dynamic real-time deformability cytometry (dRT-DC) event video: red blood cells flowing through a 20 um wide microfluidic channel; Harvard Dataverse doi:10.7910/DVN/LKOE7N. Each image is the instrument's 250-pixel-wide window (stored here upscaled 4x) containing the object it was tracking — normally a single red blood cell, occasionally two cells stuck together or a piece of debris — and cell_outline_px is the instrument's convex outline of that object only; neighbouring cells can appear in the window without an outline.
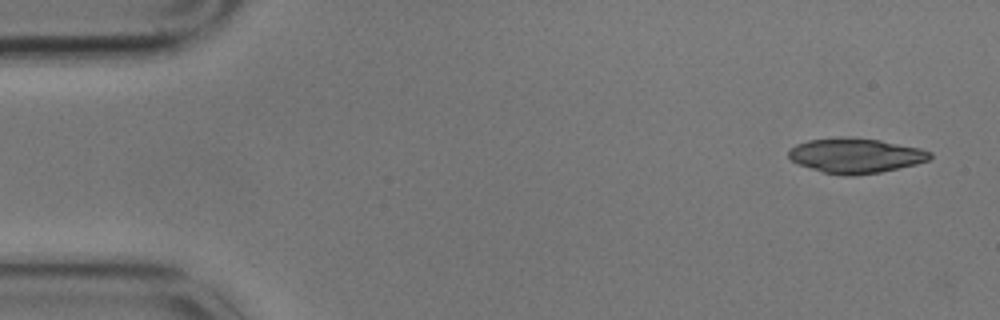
{"species": "common noctule bat (a hibernating species)", "species_latin": "Nyctalus noctula", "temperature_condition": "cold", "stored_images_in_passage": 6, "camera_frame_rate_fps": 3000, "um_per_image_px": 0.085, "animal": {"sex": "male", "body_mass_g": 17.9}, "frame": {"image": 1, "passage_image": 1, "time_ms": 0.0, "image_size_px": [1000, 320], "cell_outline_px": [[932, 156], [928, 160], [916, 164], [900, 168], [880, 172], [852, 176], [844, 176], [824, 172], [796, 164], [788, 156], [788, 152], [796, 144], [808, 140], [880, 140], [920, 148], [932, 152]], "centroid_in_image_um": [72.76, 13.28], "position_along_channel_um": 12.2, "area_um2": 27.8}}